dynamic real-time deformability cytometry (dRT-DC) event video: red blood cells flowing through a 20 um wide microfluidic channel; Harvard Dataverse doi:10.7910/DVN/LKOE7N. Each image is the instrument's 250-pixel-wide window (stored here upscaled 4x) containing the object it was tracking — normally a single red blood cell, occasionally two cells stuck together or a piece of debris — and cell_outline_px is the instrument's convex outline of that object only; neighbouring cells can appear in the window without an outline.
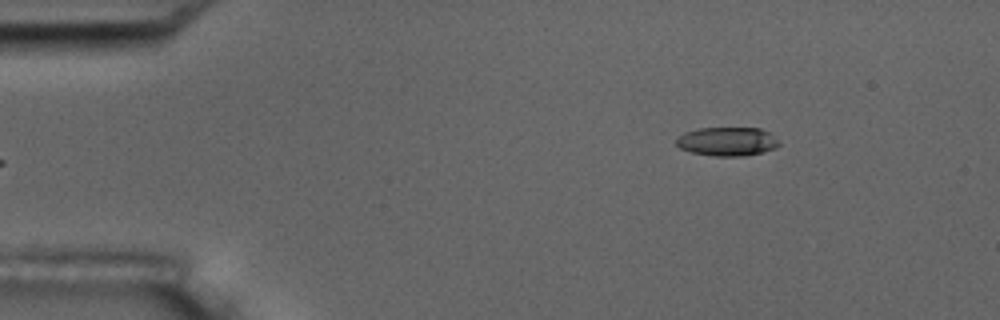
{"species": "common noctule bat (a hibernating species)", "species_latin": "Nyctalus noctula", "temperature_condition": "room temperature", "stored_images_in_passage": 5, "segment_of_instrument_passage": [2, 2], "camera_frame_rate_fps": 3000, "um_per_image_px": 0.085, "animal": {"sex": "male", "body_mass_g": 17.5, "forearm_length_mm": 52.3}, "frame": {"image": 1, "passage_image": 5, "time_ms": 5.333, "image_size_px": [1000, 320], "cell_outline_px": [[780, 144], [776, 148], [764, 152], [740, 156], [712, 156], [692, 152], [680, 148], [676, 144], [676, 136], [684, 132], [700, 128], [760, 128], [768, 132]], "centroid_in_image_um": [61.78, 12.03], "position_along_channel_um": 23.2, "area_um2": 17.22}}